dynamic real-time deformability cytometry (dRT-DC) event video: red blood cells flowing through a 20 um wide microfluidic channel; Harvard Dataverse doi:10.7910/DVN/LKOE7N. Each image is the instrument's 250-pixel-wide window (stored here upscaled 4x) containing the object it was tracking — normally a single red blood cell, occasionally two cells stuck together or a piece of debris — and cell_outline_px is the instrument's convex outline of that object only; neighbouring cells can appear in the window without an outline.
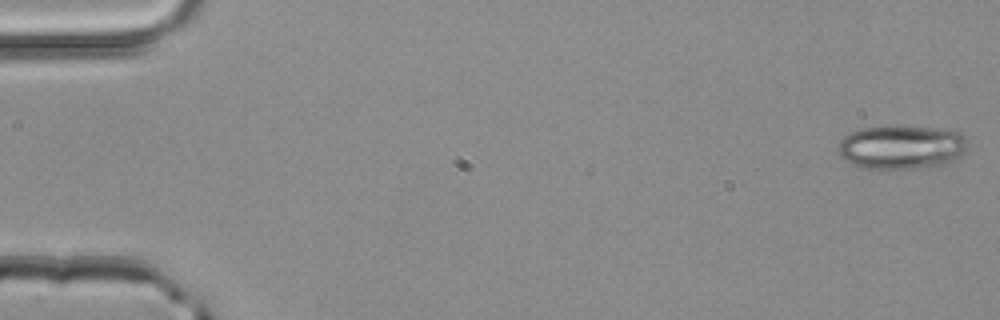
{"species": "common noctule bat (a hibernating species)", "species_latin": "Nyctalus noctula", "temperature_condition": "room temperature", "stored_images_in_passage": 10, "camera_frame_rate_fps": 3000, "um_per_image_px": 0.085, "animal": {"sex": "male", "body_mass_g": 20.4}, "frame": {"image": 1, "passage_image": 1, "time_ms": 0.0, "image_size_px": [1000, 320], "cell_outline_px": [[968, 144], [964, 152], [960, 156], [948, 164], [912, 168], [860, 168], [848, 164], [840, 156], [840, 140], [844, 136], [860, 128], [896, 124], [904, 124], [956, 128], [964, 136]], "centroid_in_image_um": [76.68, 12.45], "position_along_channel_um": 8.3, "area_um2": 34.33}}